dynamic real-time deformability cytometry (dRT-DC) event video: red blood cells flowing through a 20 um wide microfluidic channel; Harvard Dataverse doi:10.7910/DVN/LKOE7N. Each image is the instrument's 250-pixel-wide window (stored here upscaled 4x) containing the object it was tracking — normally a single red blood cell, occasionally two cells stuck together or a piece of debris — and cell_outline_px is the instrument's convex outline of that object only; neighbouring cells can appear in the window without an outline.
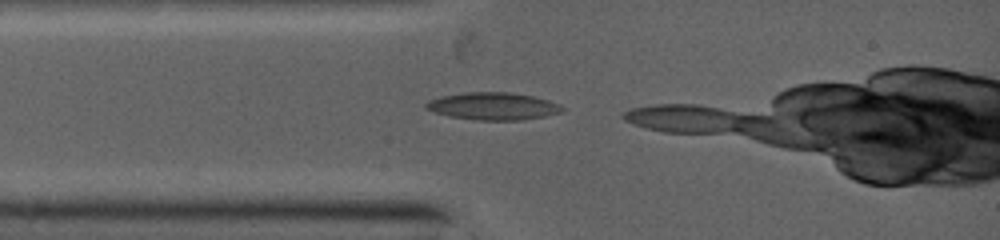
{"species": "common noctule bat (a hibernating species)", "species_latin": "Nyctalus noctula", "temperature_condition": "warm", "stored_images_in_passage": 3, "camera_frame_rate_fps": 5000, "um_per_image_px": 0.085, "animal": {"sex": "female", "body_mass_g": 19.0, "forearm_length_mm": 53.3}, "frame": {"image": 1, "passage_image": 1, "time_ms": 0.0, "image_size_px": [1000, 240], "cell_outline_px": [[564, 108], [560, 112], [544, 116], [520, 120], [476, 120], [448, 116], [424, 108], [424, 104], [432, 100], [444, 96], [468, 92], [508, 92], [532, 96], [548, 100]], "centroid_in_image_um": [41.89, 9.03], "position_along_channel_um": 43.1, "area_um2": 21.33}}